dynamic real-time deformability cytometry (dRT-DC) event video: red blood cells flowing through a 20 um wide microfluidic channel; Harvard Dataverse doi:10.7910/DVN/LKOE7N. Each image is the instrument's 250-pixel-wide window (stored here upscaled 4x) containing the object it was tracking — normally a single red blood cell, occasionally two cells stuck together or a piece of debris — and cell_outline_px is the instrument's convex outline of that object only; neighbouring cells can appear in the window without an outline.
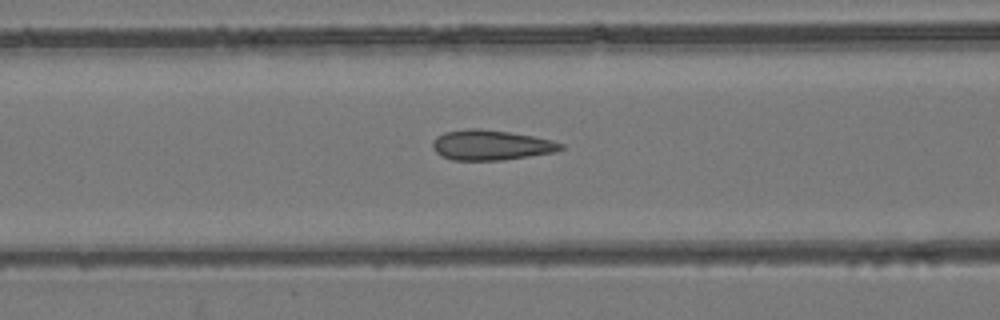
{"species": "common noctule bat (a hibernating species)", "species_latin": "Nyctalus noctula", "temperature_condition": "room temperature", "stored_images_in_passage": 53, "camera_frame_rate_fps": 3000, "um_per_image_px": 0.085, "animal": {"sex": "female", "body_mass_g": 24.6, "forearm_length_mm": 56.2}, "frame": {"image": 1, "passage_image": 22, "time_ms": 7.0, "image_size_px": [1000, 320], "cell_outline_px": [[564, 148], [556, 152], [504, 160], [452, 160], [440, 156], [432, 148], [432, 140], [436, 136], [444, 132], [468, 128], [480, 128], [508, 132], [532, 136], [552, 140], [564, 144]], "centroid_in_image_um": [41.71, 12.33], "position_along_channel_um": 124.9, "area_um2": 22.72}}
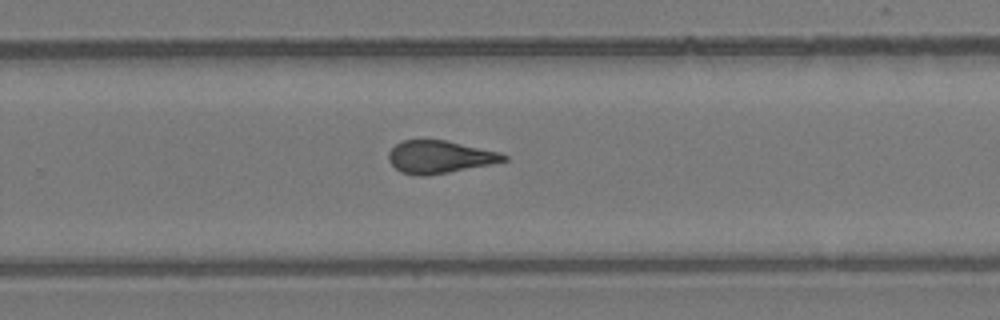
{"frame": {"image": 2, "passage_image": 35, "time_ms": 11.333, "image_size_px": [1000, 320], "cell_outline_px": [[508, 160], [448, 172], [424, 176], [420, 176], [400, 172], [388, 160], [388, 152], [396, 144], [404, 140], [444, 140], [500, 152], [508, 156]], "centroid_in_image_um": [37.34, 13.34], "position_along_channel_um": 292.5, "area_um2": 21.56}}
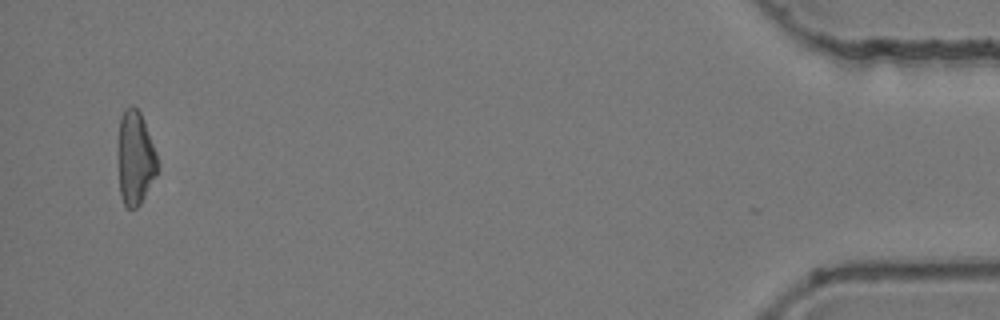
{"frame": {"image": 3, "passage_image": 52, "time_ms": 17.0, "image_size_px": [1000, 320], "cell_outline_px": [[156, 172], [140, 204], [136, 208], [128, 208], [124, 204], [120, 196], [120, 116], [124, 108], [136, 108], [140, 112], [144, 120], [156, 152]], "centroid_in_image_um": [11.5, 13.43], "position_along_channel_um": 423.7, "area_um2": 20.52}, "authors_computed_cell_mechanics": {"area_um2": 22.3686, "velocity_mm_per_s": 3.8697, "shape_relaxation_time_tau1_ms": 11.1507, "shape_relaxation_time_tau2_ms": 1.7309, "deformation_change_tau1": 0.1957, "deformation_change_tau2": 0.0732}}